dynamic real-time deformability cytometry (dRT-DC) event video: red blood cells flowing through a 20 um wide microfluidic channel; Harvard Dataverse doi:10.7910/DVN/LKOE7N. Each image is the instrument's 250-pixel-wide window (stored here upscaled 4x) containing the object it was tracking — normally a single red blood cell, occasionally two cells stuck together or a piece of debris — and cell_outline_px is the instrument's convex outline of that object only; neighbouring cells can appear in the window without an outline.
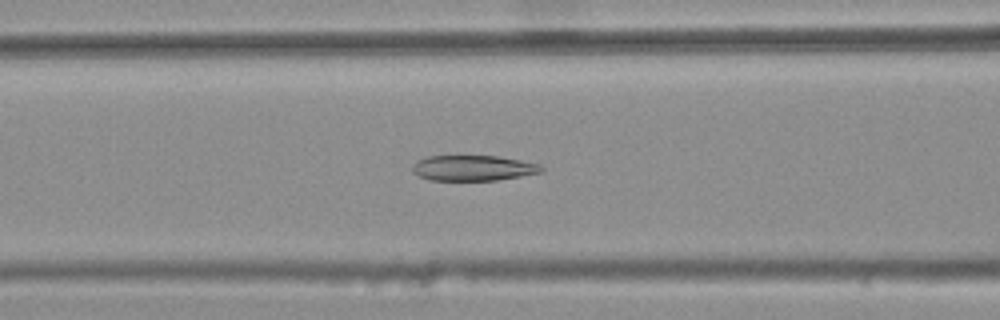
{"species": "common noctule bat (a hibernating species)", "species_latin": "Nyctalus noctula", "temperature_condition": "warm", "stored_images_in_passage": 47, "camera_frame_rate_fps": 3000, "um_per_image_px": 0.085, "animal": {"sex": "female", "body_mass_g": 25.1}, "frame": {"image": 1, "passage_image": 22, "time_ms": 7.0, "image_size_px": [1000, 320], "cell_outline_px": [[544, 172], [496, 180], [428, 180], [412, 172], [412, 164], [416, 160], [428, 156], [496, 156], [520, 160], [540, 164], [544, 168]], "centroid_in_image_um": [40.2, 14.28], "position_along_channel_um": 126.4, "area_um2": 19.19}}
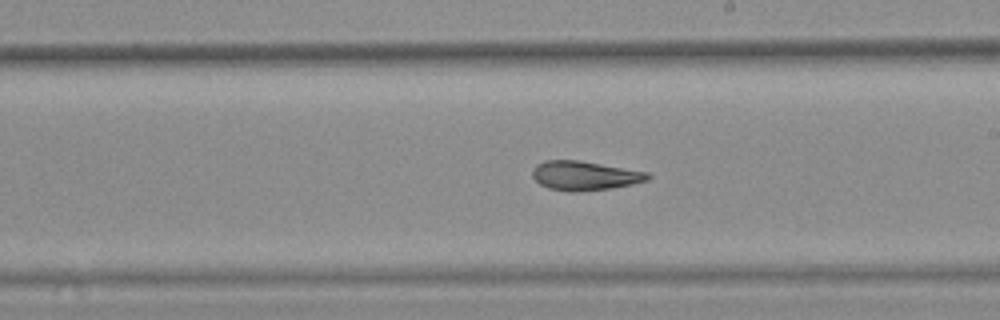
{"frame": {"image": 2, "passage_image": 31, "time_ms": 10.0, "image_size_px": [1000, 320], "cell_outline_px": [[652, 176], [648, 180], [632, 184], [612, 188], [576, 192], [568, 192], [548, 188], [540, 184], [532, 176], [532, 168], [536, 164], [544, 160], [580, 160], [648, 172]], "centroid_in_image_um": [49.68, 14.93], "position_along_channel_um": 239.3, "area_um2": 19.83}}
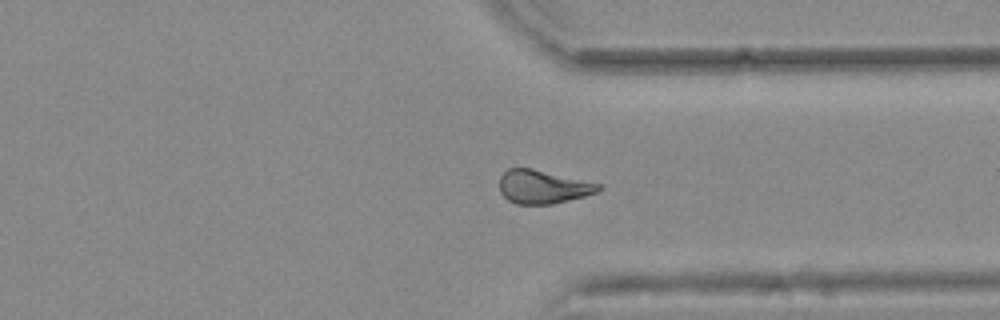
{"frame": {"image": 3, "passage_image": 41, "time_ms": 13.333, "image_size_px": [1000, 320], "cell_outline_px": [[604, 188], [596, 192], [584, 196], [552, 204], [516, 204], [508, 200], [500, 192], [500, 176], [508, 168], [532, 168], [604, 184]], "centroid_in_image_um": [46.18, 15.87], "position_along_channel_um": 365.2, "area_um2": 19.48}, "authors_computed_cell_mechanics": {"area_um2": 20.1144, "velocity_mm_per_s": 3.7723, "shape_relaxation_time_tau1_ms": null, "shape_relaxation_time_tau2_ms": 3.5388, "deformation_change_tau1": null, "deformation_change_tau2": 0.0931}}